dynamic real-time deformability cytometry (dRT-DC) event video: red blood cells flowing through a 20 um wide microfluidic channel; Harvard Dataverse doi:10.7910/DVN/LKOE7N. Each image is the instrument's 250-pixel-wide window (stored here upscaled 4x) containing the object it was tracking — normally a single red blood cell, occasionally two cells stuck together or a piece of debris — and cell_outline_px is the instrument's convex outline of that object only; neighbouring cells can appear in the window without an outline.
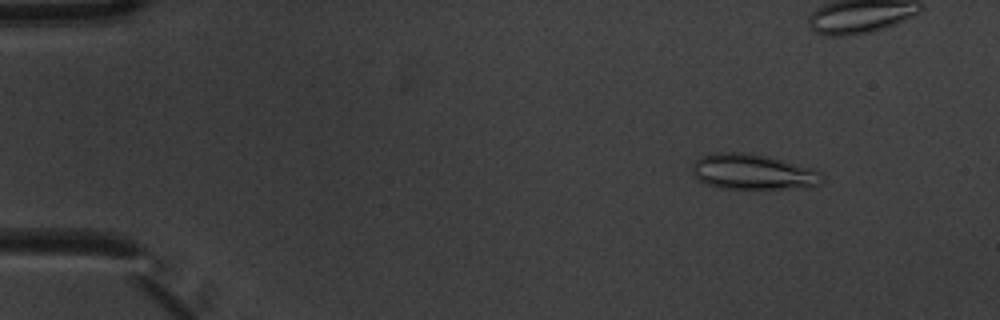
{"species": "common noctule bat (a hibernating species)", "species_latin": "Nyctalus noctula", "temperature_condition": "warm", "stored_images_in_passage": 5, "camera_frame_rate_fps": 3000, "um_per_image_px": 0.085, "animal": {"sex": "male", "body_mass_g": 20.1, "forearm_length_mm": 53.5}, "frame": {"image": 1, "passage_image": 2, "time_ms": 0.333, "image_size_px": [1000, 320], "cell_outline_px": [[824, 180], [820, 184], [812, 188], [724, 188], [708, 184], [700, 180], [692, 172], [692, 164], [700, 156], [712, 152], [744, 152], [764, 156], [812, 168], [820, 172], [824, 176]], "centroid_in_image_um": [64.02, 14.61], "position_along_channel_um": 21.0, "area_um2": 26.7}}